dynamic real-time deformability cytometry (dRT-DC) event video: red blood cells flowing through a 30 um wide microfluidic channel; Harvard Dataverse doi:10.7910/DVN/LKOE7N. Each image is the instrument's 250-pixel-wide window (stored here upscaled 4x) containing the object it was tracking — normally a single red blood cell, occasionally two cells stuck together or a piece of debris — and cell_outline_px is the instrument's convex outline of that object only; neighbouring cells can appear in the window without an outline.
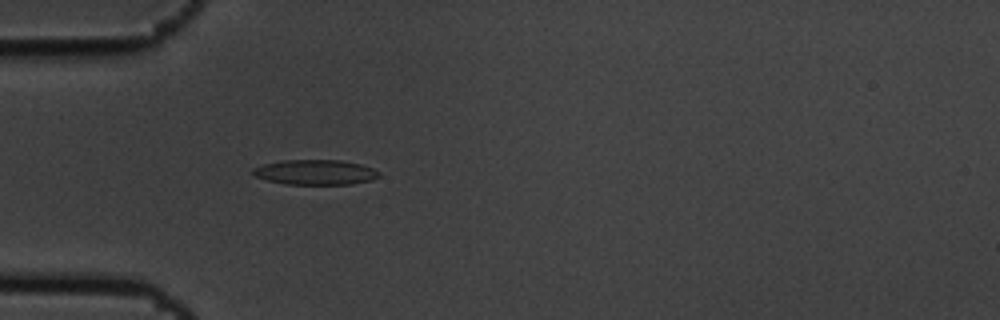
{"species": "common noctule bat (a hibernating species)", "species_latin": "Nyctalus noctula", "temperature_condition": "cold", "stored_images_in_passage": 4, "camera_frame_rate_fps": 3000, "um_per_image_px": 0.085, "animal": {"sex": "male", "body_mass_g": 19.5, "forearm_length_mm": 54.6}, "frame": {"image": 1, "passage_image": 4, "time_ms": 1.0, "image_size_px": [1000, 320], "cell_outline_px": [[380, 176], [372, 180], [352, 184], [284, 184], [268, 180], [256, 176], [252, 172], [252, 168], [264, 164], [284, 160], [340, 160], [360, 164], [372, 168], [380, 172]], "centroid_in_image_um": [26.83, 14.64], "position_along_channel_um": 58.2, "area_um2": 18.32}}